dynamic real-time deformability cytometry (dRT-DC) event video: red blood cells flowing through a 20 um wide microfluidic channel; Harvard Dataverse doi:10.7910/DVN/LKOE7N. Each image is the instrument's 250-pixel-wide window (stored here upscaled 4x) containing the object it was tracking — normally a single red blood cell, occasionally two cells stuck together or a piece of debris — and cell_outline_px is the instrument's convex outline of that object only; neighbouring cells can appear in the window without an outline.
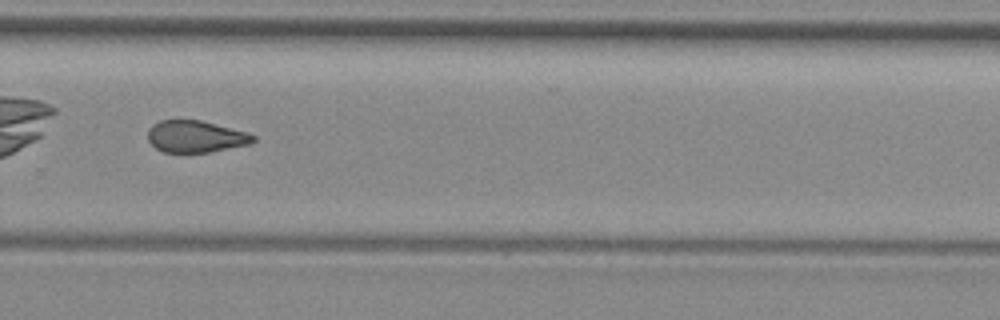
{"species": "common noctule bat (a hibernating species)", "species_latin": "Nyctalus noctula", "temperature_condition": "room temperature", "stored_images_in_passage": 38, "camera_frame_rate_fps": 3000, "um_per_image_px": 0.085, "animal": {"sex": "female", "body_mass_g": 29.2, "forearm_length_mm": 56.3}, "frame": {"image": 1, "passage_image": 22, "time_ms": 7.0, "image_size_px": [1000, 320], "cell_outline_px": [[256, 140], [252, 144], [208, 152], [164, 152], [156, 148], [148, 140], [148, 128], [152, 124], [160, 120], [200, 120], [248, 132], [256, 136]], "centroid_in_image_um": [16.65, 11.6], "position_along_channel_um": 313.1, "area_um2": 19.65}, "authors_computed_cell_mechanics": {"area_um2": 20.4901, "velocity_mm_per_s": 3.9915, "shape_relaxation_time_tau1_ms": null, "shape_relaxation_time_tau2_ms": 2.8145, "deformation_change_tau1": null, "deformation_change_tau2": 0.1053}}